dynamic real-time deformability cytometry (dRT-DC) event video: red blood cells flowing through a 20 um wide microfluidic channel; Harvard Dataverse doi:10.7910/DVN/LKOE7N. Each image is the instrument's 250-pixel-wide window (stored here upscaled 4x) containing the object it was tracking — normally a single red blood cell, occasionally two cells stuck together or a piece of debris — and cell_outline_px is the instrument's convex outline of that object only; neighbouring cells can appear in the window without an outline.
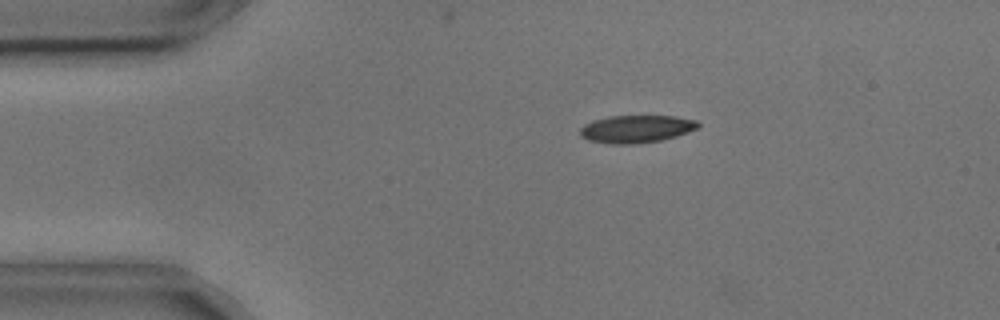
{"species": "common noctule bat (a hibernating species)", "species_latin": "Nyctalus noctula", "temperature_condition": "cold", "stored_images_in_passage": 3, "camera_frame_rate_fps": 3000, "um_per_image_px": 0.085, "animal": {"sex": "male", "body_mass_g": 17.9, "forearm_length_mm": 54.2}, "frame": {"image": 1, "passage_image": 1, "time_ms": 0.0, "image_size_px": [1000, 320], "cell_outline_px": [[700, 124], [696, 128], [688, 132], [676, 136], [660, 140], [636, 144], [612, 144], [588, 140], [580, 136], [580, 128], [584, 124], [592, 120], [608, 116], [676, 116], [696, 120]], "centroid_in_image_um": [54.05, 10.96], "position_along_channel_um": 30.9, "area_um2": 19.02}}